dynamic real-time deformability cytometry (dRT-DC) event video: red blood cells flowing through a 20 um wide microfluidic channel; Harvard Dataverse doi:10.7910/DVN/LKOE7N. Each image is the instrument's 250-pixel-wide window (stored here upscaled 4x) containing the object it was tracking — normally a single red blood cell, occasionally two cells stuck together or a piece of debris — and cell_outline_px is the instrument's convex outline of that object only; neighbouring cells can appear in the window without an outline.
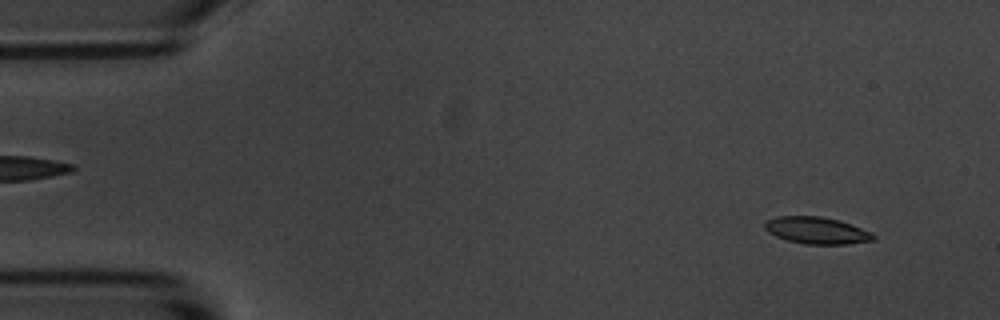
{"species": "common noctule bat (a hibernating species)", "species_latin": "Nyctalus noctula", "temperature_condition": "room temperature", "stored_images_in_passage": 54, "camera_frame_rate_fps": 3000, "um_per_image_px": 0.085, "animal": {"sex": "male", "body_mass_g": 20.1, "forearm_length_mm": 53.5}, "frame": {"image": 1, "passage_image": 4, "time_ms": 1.0, "image_size_px": [1000, 320], "cell_outline_px": [[876, 240], [848, 244], [804, 244], [788, 240], [776, 236], [768, 232], [764, 228], [764, 220], [776, 216], [820, 216], [840, 220], [852, 224], [872, 232], [876, 236]], "centroid_in_image_um": [69.43, 19.58], "position_along_channel_um": 15.6, "area_um2": 17.28}}
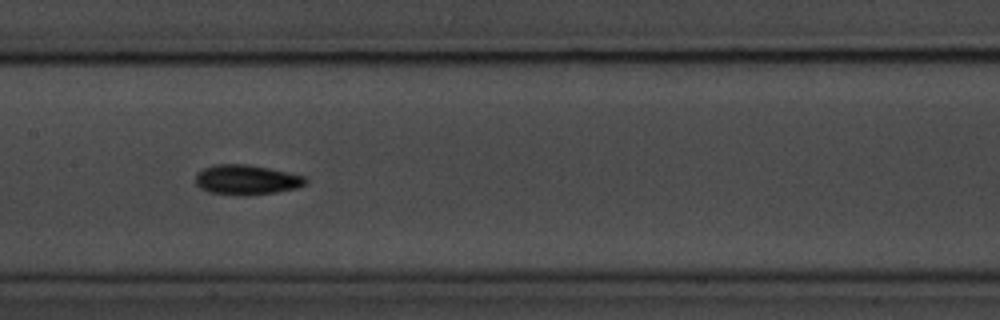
{"frame": {"image": 2, "passage_image": 26, "time_ms": 8.333, "image_size_px": [1000, 320], "cell_outline_px": [[308, 180], [304, 184], [296, 188], [276, 192], [248, 196], [236, 196], [208, 192], [200, 188], [196, 184], [196, 172], [212, 164], [248, 164], [288, 172], [304, 176]], "centroid_in_image_um": [20.91, 15.29], "position_along_channel_um": 186.5, "area_um2": 19.42}}
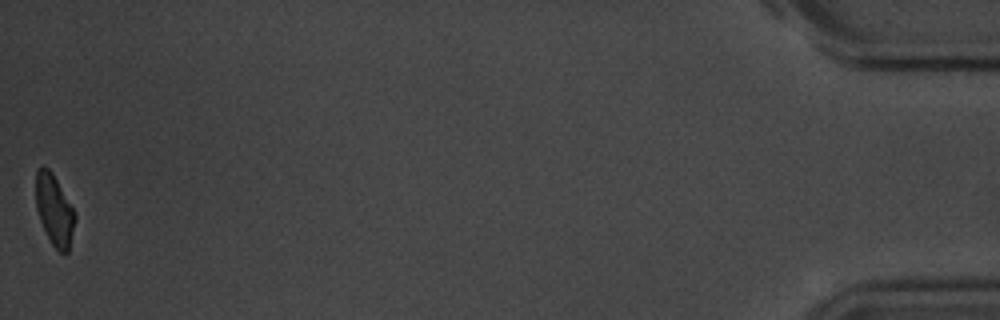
{"frame": {"image": 3, "passage_image": 54, "time_ms": 17.667, "image_size_px": [1000, 320], "cell_outline_px": [[76, 220], [68, 252], [64, 256], [52, 244], [40, 220], [36, 208], [36, 168], [44, 164], [52, 172], [76, 212]], "centroid_in_image_um": [4.63, 17.83], "position_along_channel_um": 430.6, "area_um2": 16.36}, "authors_computed_cell_mechanics": {"area_um2": 17.4845, "velocity_mm_per_s": 3.6657, "shape_relaxation_time_tau1_ms": 2.2495, "shape_relaxation_time_tau2_ms": 8.3028, "deformation_change_tau1": 0.1072, "deformation_change_tau2": 0.1442}}